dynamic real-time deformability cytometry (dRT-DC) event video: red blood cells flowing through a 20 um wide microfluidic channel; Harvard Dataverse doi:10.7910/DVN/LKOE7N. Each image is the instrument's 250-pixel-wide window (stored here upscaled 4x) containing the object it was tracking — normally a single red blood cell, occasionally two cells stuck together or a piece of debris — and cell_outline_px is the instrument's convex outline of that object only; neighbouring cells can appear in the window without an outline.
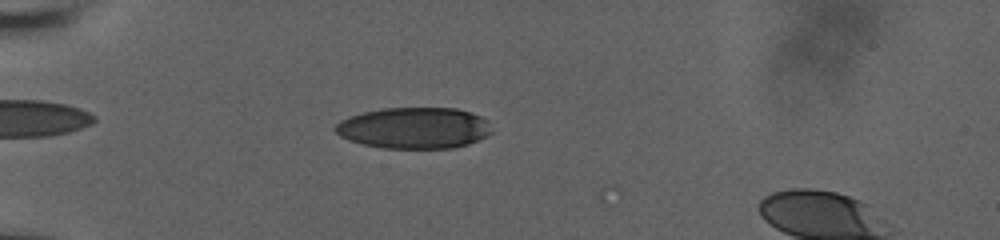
{"species": "human", "species_latin": "Homo sapiens", "temperature_condition": "room temperature", "stored_images_in_passage": 27, "camera_frame_rate_fps": 3000, "um_per_image_px": 0.085, "donor": {"sex": "male"}, "frame": {"image": 1, "passage_image": 18, "time_ms": 6.333, "image_size_px": [1000, 240], "cell_outline_px": [[492, 132], [488, 136], [468, 144], [452, 148], [384, 148], [364, 144], [348, 140], [340, 136], [332, 128], [340, 120], [364, 112], [384, 108], [456, 108], [480, 116], [488, 120]], "centroid_in_image_um": [35.21, 10.88], "position_along_channel_um": 49.8, "area_um2": 37.57}}
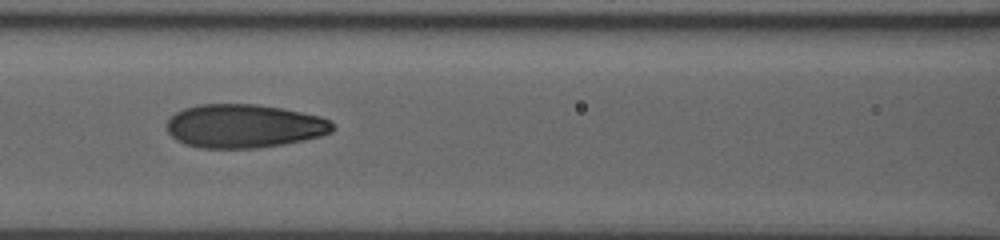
{"frame": {"image": 2, "passage_image": 24, "time_ms": 9.667, "image_size_px": [1000, 240], "cell_outline_px": [[336, 128], [332, 132], [320, 136], [304, 140], [284, 144], [256, 148], [200, 148], [184, 144], [176, 140], [168, 132], [168, 120], [176, 112], [184, 108], [196, 104], [256, 104], [280, 108], [320, 116], [328, 120]], "centroid_in_image_um": [20.74, 10.72], "position_along_channel_um": 145.9, "area_um2": 42.14}}
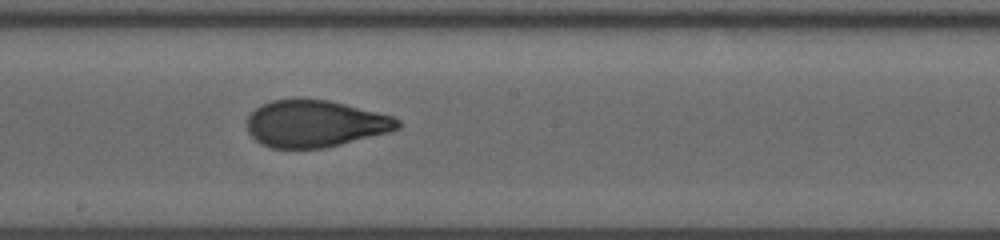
{"frame": {"image": 3, "passage_image": 26, "time_ms": 11.667, "image_size_px": [1000, 240], "cell_outline_px": [[400, 128], [388, 132], [324, 148], [272, 148], [260, 144], [248, 132], [248, 116], [260, 104], [272, 100], [328, 100], [392, 116], [400, 120]], "centroid_in_image_um": [26.76, 10.52], "position_along_channel_um": 221.4, "area_um2": 40.63}}